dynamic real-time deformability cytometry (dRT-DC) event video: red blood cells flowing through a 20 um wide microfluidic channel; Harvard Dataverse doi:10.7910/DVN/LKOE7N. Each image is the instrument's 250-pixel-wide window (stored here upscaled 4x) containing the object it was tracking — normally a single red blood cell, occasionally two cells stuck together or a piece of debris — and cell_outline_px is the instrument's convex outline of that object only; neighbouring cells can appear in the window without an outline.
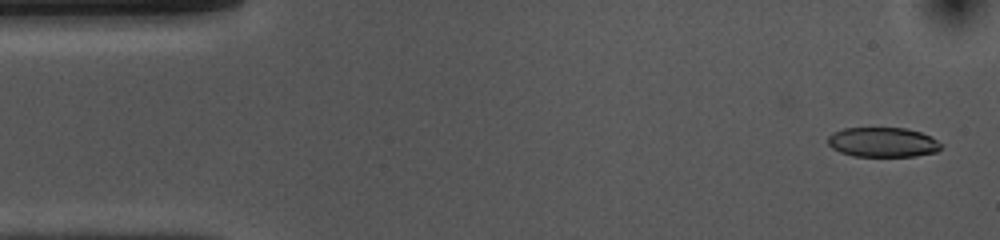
{"species": "common noctule bat (a hibernating species)", "species_latin": "Nyctalus noctula", "temperature_condition": "cold", "stored_images_in_passage": 44, "camera_frame_rate_fps": 3000, "um_per_image_px": 0.085, "animal": {"sex": "female", "body_mass_g": 10.0, "forearm_length_mm": 53.1}, "frame": {"image": 1, "passage_image": 1, "time_ms": 0.0, "image_size_px": [1000, 240], "cell_outline_px": [[944, 144], [936, 152], [916, 156], [852, 156], [840, 152], [832, 148], [828, 144], [828, 136], [832, 132], [844, 128], [904, 128], [920, 132], [932, 136]], "centroid_in_image_um": [75.05, 12.09], "position_along_channel_um": 10.0, "area_um2": 19.77}}
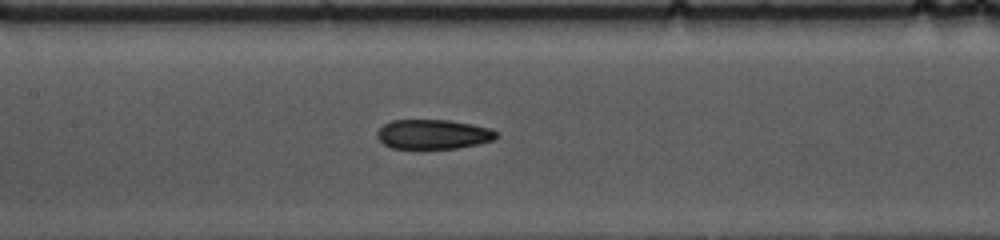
{"frame": {"image": 2, "passage_image": 22, "time_ms": 7.0, "image_size_px": [1000, 240], "cell_outline_px": [[500, 136], [496, 140], [456, 148], [392, 148], [384, 144], [376, 136], [376, 132], [384, 124], [392, 120], [452, 120], [492, 128]], "centroid_in_image_um": [36.86, 11.4], "position_along_channel_um": 170.5, "area_um2": 20.63}}
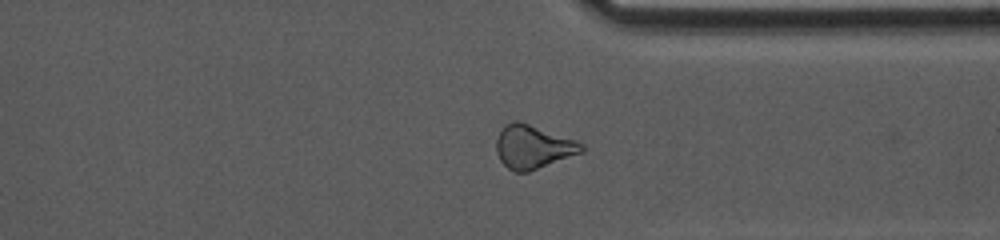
{"frame": {"image": 3, "passage_image": 38, "time_ms": 12.333, "image_size_px": [1000, 240], "cell_outline_px": [[584, 152], [528, 172], [512, 172], [500, 160], [496, 152], [496, 140], [500, 128], [504, 124], [516, 120], [520, 120], [576, 140], [584, 144]], "centroid_in_image_um": [45.3, 12.47], "position_along_channel_um": 366.1, "area_um2": 21.96}, "authors_computed_cell_mechanics": {"area_um2": 21.4149, "velocity_mm_per_s": 3.7173, "shape_relaxation_time_tau1_ms": 9.4849, "shape_relaxation_time_tau2_ms": 6.9972, "deformation_change_tau1": 0.1691, "deformation_change_tau2": 0.1503}}